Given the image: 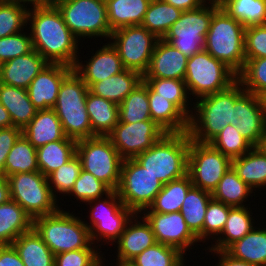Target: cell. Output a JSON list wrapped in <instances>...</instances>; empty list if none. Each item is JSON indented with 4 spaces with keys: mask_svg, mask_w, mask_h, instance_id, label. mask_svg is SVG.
I'll list each match as a JSON object with an SVG mask.
<instances>
[{
    "mask_svg": "<svg viewBox=\"0 0 266 266\" xmlns=\"http://www.w3.org/2000/svg\"><path fill=\"white\" fill-rule=\"evenodd\" d=\"M27 22L28 25L31 24L30 36L34 50L50 64L74 68L79 59L80 41L69 30L58 8L31 7Z\"/></svg>",
    "mask_w": 266,
    "mask_h": 266,
    "instance_id": "1",
    "label": "cell"
},
{
    "mask_svg": "<svg viewBox=\"0 0 266 266\" xmlns=\"http://www.w3.org/2000/svg\"><path fill=\"white\" fill-rule=\"evenodd\" d=\"M244 91L237 80L226 90L201 97L193 103L188 128L190 139L210 143L228 124L237 126L238 97Z\"/></svg>",
    "mask_w": 266,
    "mask_h": 266,
    "instance_id": "2",
    "label": "cell"
},
{
    "mask_svg": "<svg viewBox=\"0 0 266 266\" xmlns=\"http://www.w3.org/2000/svg\"><path fill=\"white\" fill-rule=\"evenodd\" d=\"M188 132L166 133L134 159L163 184L187 174L190 145Z\"/></svg>",
    "mask_w": 266,
    "mask_h": 266,
    "instance_id": "3",
    "label": "cell"
},
{
    "mask_svg": "<svg viewBox=\"0 0 266 266\" xmlns=\"http://www.w3.org/2000/svg\"><path fill=\"white\" fill-rule=\"evenodd\" d=\"M89 88L82 78L72 70L62 81L55 106L63 132L67 138L75 141L92 138V132L86 98Z\"/></svg>",
    "mask_w": 266,
    "mask_h": 266,
    "instance_id": "4",
    "label": "cell"
},
{
    "mask_svg": "<svg viewBox=\"0 0 266 266\" xmlns=\"http://www.w3.org/2000/svg\"><path fill=\"white\" fill-rule=\"evenodd\" d=\"M204 50L225 63L237 75L245 65V27L221 7L212 16Z\"/></svg>",
    "mask_w": 266,
    "mask_h": 266,
    "instance_id": "5",
    "label": "cell"
},
{
    "mask_svg": "<svg viewBox=\"0 0 266 266\" xmlns=\"http://www.w3.org/2000/svg\"><path fill=\"white\" fill-rule=\"evenodd\" d=\"M59 209L49 215L33 219V228L43 242L57 255L66 251L86 249L92 243L90 230L83 219L75 217L73 212Z\"/></svg>",
    "mask_w": 266,
    "mask_h": 266,
    "instance_id": "6",
    "label": "cell"
},
{
    "mask_svg": "<svg viewBox=\"0 0 266 266\" xmlns=\"http://www.w3.org/2000/svg\"><path fill=\"white\" fill-rule=\"evenodd\" d=\"M237 80L232 69L204 49L188 58L184 82L196 100L226 90Z\"/></svg>",
    "mask_w": 266,
    "mask_h": 266,
    "instance_id": "7",
    "label": "cell"
},
{
    "mask_svg": "<svg viewBox=\"0 0 266 266\" xmlns=\"http://www.w3.org/2000/svg\"><path fill=\"white\" fill-rule=\"evenodd\" d=\"M76 155L81 160L82 170L92 173L112 191H116L124 159L107 136L77 141Z\"/></svg>",
    "mask_w": 266,
    "mask_h": 266,
    "instance_id": "8",
    "label": "cell"
},
{
    "mask_svg": "<svg viewBox=\"0 0 266 266\" xmlns=\"http://www.w3.org/2000/svg\"><path fill=\"white\" fill-rule=\"evenodd\" d=\"M87 204L90 205L91 209L90 225L85 220L84 223L90 230V238L93 244L95 242L98 244L102 240L103 243L106 241L108 245L110 241L115 243L135 214L123 204L116 191H111L105 195V198L88 201Z\"/></svg>",
    "mask_w": 266,
    "mask_h": 266,
    "instance_id": "9",
    "label": "cell"
},
{
    "mask_svg": "<svg viewBox=\"0 0 266 266\" xmlns=\"http://www.w3.org/2000/svg\"><path fill=\"white\" fill-rule=\"evenodd\" d=\"M11 199L33 219L57 212V200L50 189L48 178L40 171L15 173L7 177ZM58 201V203H57ZM57 203V204H56Z\"/></svg>",
    "mask_w": 266,
    "mask_h": 266,
    "instance_id": "10",
    "label": "cell"
},
{
    "mask_svg": "<svg viewBox=\"0 0 266 266\" xmlns=\"http://www.w3.org/2000/svg\"><path fill=\"white\" fill-rule=\"evenodd\" d=\"M207 3L198 9L183 11L163 38L187 57L204 49L213 13L220 7L219 4Z\"/></svg>",
    "mask_w": 266,
    "mask_h": 266,
    "instance_id": "11",
    "label": "cell"
},
{
    "mask_svg": "<svg viewBox=\"0 0 266 266\" xmlns=\"http://www.w3.org/2000/svg\"><path fill=\"white\" fill-rule=\"evenodd\" d=\"M163 185L134 158H130L123 160L116 192L126 207L141 215L154 201Z\"/></svg>",
    "mask_w": 266,
    "mask_h": 266,
    "instance_id": "12",
    "label": "cell"
},
{
    "mask_svg": "<svg viewBox=\"0 0 266 266\" xmlns=\"http://www.w3.org/2000/svg\"><path fill=\"white\" fill-rule=\"evenodd\" d=\"M69 30L82 38H109V27L105 0H66L58 7ZM96 36V37H95Z\"/></svg>",
    "mask_w": 266,
    "mask_h": 266,
    "instance_id": "13",
    "label": "cell"
},
{
    "mask_svg": "<svg viewBox=\"0 0 266 266\" xmlns=\"http://www.w3.org/2000/svg\"><path fill=\"white\" fill-rule=\"evenodd\" d=\"M110 38L109 42L117 50L124 69L144 76L158 38L142 25L117 29L112 32Z\"/></svg>",
    "mask_w": 266,
    "mask_h": 266,
    "instance_id": "14",
    "label": "cell"
},
{
    "mask_svg": "<svg viewBox=\"0 0 266 266\" xmlns=\"http://www.w3.org/2000/svg\"><path fill=\"white\" fill-rule=\"evenodd\" d=\"M232 167V160L210 143L190 140L187 174L194 187L210 193Z\"/></svg>",
    "mask_w": 266,
    "mask_h": 266,
    "instance_id": "15",
    "label": "cell"
},
{
    "mask_svg": "<svg viewBox=\"0 0 266 266\" xmlns=\"http://www.w3.org/2000/svg\"><path fill=\"white\" fill-rule=\"evenodd\" d=\"M167 132L155 121L119 122L107 135L123 159L135 158L152 147Z\"/></svg>",
    "mask_w": 266,
    "mask_h": 266,
    "instance_id": "16",
    "label": "cell"
},
{
    "mask_svg": "<svg viewBox=\"0 0 266 266\" xmlns=\"http://www.w3.org/2000/svg\"><path fill=\"white\" fill-rule=\"evenodd\" d=\"M141 214L150 223L156 243L175 247L185 254L186 250L193 249L190 246L199 242L188 228L180 211L173 213L142 212Z\"/></svg>",
    "mask_w": 266,
    "mask_h": 266,
    "instance_id": "17",
    "label": "cell"
},
{
    "mask_svg": "<svg viewBox=\"0 0 266 266\" xmlns=\"http://www.w3.org/2000/svg\"><path fill=\"white\" fill-rule=\"evenodd\" d=\"M237 117V131L253 147H259L266 130V107L263 98L244 91L238 97Z\"/></svg>",
    "mask_w": 266,
    "mask_h": 266,
    "instance_id": "18",
    "label": "cell"
},
{
    "mask_svg": "<svg viewBox=\"0 0 266 266\" xmlns=\"http://www.w3.org/2000/svg\"><path fill=\"white\" fill-rule=\"evenodd\" d=\"M73 68L63 64L48 63L27 88L29 99L37 110L55 106L60 85Z\"/></svg>",
    "mask_w": 266,
    "mask_h": 266,
    "instance_id": "19",
    "label": "cell"
},
{
    "mask_svg": "<svg viewBox=\"0 0 266 266\" xmlns=\"http://www.w3.org/2000/svg\"><path fill=\"white\" fill-rule=\"evenodd\" d=\"M107 44V45H106ZM101 49L93 53L86 65L80 59L76 61L73 70L90 88L95 82L103 81L124 70L121 58L112 44L107 42ZM81 61V62H80Z\"/></svg>",
    "mask_w": 266,
    "mask_h": 266,
    "instance_id": "20",
    "label": "cell"
},
{
    "mask_svg": "<svg viewBox=\"0 0 266 266\" xmlns=\"http://www.w3.org/2000/svg\"><path fill=\"white\" fill-rule=\"evenodd\" d=\"M188 58L164 39H158L143 78L184 80Z\"/></svg>",
    "mask_w": 266,
    "mask_h": 266,
    "instance_id": "21",
    "label": "cell"
},
{
    "mask_svg": "<svg viewBox=\"0 0 266 266\" xmlns=\"http://www.w3.org/2000/svg\"><path fill=\"white\" fill-rule=\"evenodd\" d=\"M141 217L142 215L140 216L138 213H135L127 223L124 232L115 242L117 245L116 259L132 261L145 249L156 243L150 223L144 216Z\"/></svg>",
    "mask_w": 266,
    "mask_h": 266,
    "instance_id": "22",
    "label": "cell"
},
{
    "mask_svg": "<svg viewBox=\"0 0 266 266\" xmlns=\"http://www.w3.org/2000/svg\"><path fill=\"white\" fill-rule=\"evenodd\" d=\"M48 64L36 51L18 56L0 64V82L27 89L32 80Z\"/></svg>",
    "mask_w": 266,
    "mask_h": 266,
    "instance_id": "23",
    "label": "cell"
},
{
    "mask_svg": "<svg viewBox=\"0 0 266 266\" xmlns=\"http://www.w3.org/2000/svg\"><path fill=\"white\" fill-rule=\"evenodd\" d=\"M22 134L36 149L65 137L61 122L53 109L37 110L30 123L22 129Z\"/></svg>",
    "mask_w": 266,
    "mask_h": 266,
    "instance_id": "24",
    "label": "cell"
},
{
    "mask_svg": "<svg viewBox=\"0 0 266 266\" xmlns=\"http://www.w3.org/2000/svg\"><path fill=\"white\" fill-rule=\"evenodd\" d=\"M0 103L9 112L13 126L20 129L25 128L37 112L29 99L27 89L1 82Z\"/></svg>",
    "mask_w": 266,
    "mask_h": 266,
    "instance_id": "25",
    "label": "cell"
},
{
    "mask_svg": "<svg viewBox=\"0 0 266 266\" xmlns=\"http://www.w3.org/2000/svg\"><path fill=\"white\" fill-rule=\"evenodd\" d=\"M143 76L133 70L124 69L103 81L95 82L89 91L96 96L103 97L120 105L125 97L131 93L141 82Z\"/></svg>",
    "mask_w": 266,
    "mask_h": 266,
    "instance_id": "26",
    "label": "cell"
},
{
    "mask_svg": "<svg viewBox=\"0 0 266 266\" xmlns=\"http://www.w3.org/2000/svg\"><path fill=\"white\" fill-rule=\"evenodd\" d=\"M150 115L167 133L188 132L189 119L167 98L156 97L148 86Z\"/></svg>",
    "mask_w": 266,
    "mask_h": 266,
    "instance_id": "27",
    "label": "cell"
},
{
    "mask_svg": "<svg viewBox=\"0 0 266 266\" xmlns=\"http://www.w3.org/2000/svg\"><path fill=\"white\" fill-rule=\"evenodd\" d=\"M33 228V218L14 200L0 205V245H11Z\"/></svg>",
    "mask_w": 266,
    "mask_h": 266,
    "instance_id": "28",
    "label": "cell"
},
{
    "mask_svg": "<svg viewBox=\"0 0 266 266\" xmlns=\"http://www.w3.org/2000/svg\"><path fill=\"white\" fill-rule=\"evenodd\" d=\"M24 266H55V255L32 228L19 235L11 244Z\"/></svg>",
    "mask_w": 266,
    "mask_h": 266,
    "instance_id": "29",
    "label": "cell"
},
{
    "mask_svg": "<svg viewBox=\"0 0 266 266\" xmlns=\"http://www.w3.org/2000/svg\"><path fill=\"white\" fill-rule=\"evenodd\" d=\"M111 31L141 25L150 0H105Z\"/></svg>",
    "mask_w": 266,
    "mask_h": 266,
    "instance_id": "30",
    "label": "cell"
},
{
    "mask_svg": "<svg viewBox=\"0 0 266 266\" xmlns=\"http://www.w3.org/2000/svg\"><path fill=\"white\" fill-rule=\"evenodd\" d=\"M86 109L92 132L96 136H107L118 124V105L90 91L86 98Z\"/></svg>",
    "mask_w": 266,
    "mask_h": 266,
    "instance_id": "31",
    "label": "cell"
},
{
    "mask_svg": "<svg viewBox=\"0 0 266 266\" xmlns=\"http://www.w3.org/2000/svg\"><path fill=\"white\" fill-rule=\"evenodd\" d=\"M232 168L250 188L266 187V153L253 147L241 157L232 159Z\"/></svg>",
    "mask_w": 266,
    "mask_h": 266,
    "instance_id": "32",
    "label": "cell"
},
{
    "mask_svg": "<svg viewBox=\"0 0 266 266\" xmlns=\"http://www.w3.org/2000/svg\"><path fill=\"white\" fill-rule=\"evenodd\" d=\"M247 207H232L230 209L223 231L215 239V244L211 245L212 247L209 246L208 249L226 250L231 244L242 239L254 228L253 213L250 211L251 208Z\"/></svg>",
    "mask_w": 266,
    "mask_h": 266,
    "instance_id": "33",
    "label": "cell"
},
{
    "mask_svg": "<svg viewBox=\"0 0 266 266\" xmlns=\"http://www.w3.org/2000/svg\"><path fill=\"white\" fill-rule=\"evenodd\" d=\"M225 251L235 259L258 266H266V228L254 227Z\"/></svg>",
    "mask_w": 266,
    "mask_h": 266,
    "instance_id": "34",
    "label": "cell"
},
{
    "mask_svg": "<svg viewBox=\"0 0 266 266\" xmlns=\"http://www.w3.org/2000/svg\"><path fill=\"white\" fill-rule=\"evenodd\" d=\"M211 199L210 192L192 186L188 190L180 208V213L188 228L198 238L199 242H203V223L208 203Z\"/></svg>",
    "mask_w": 266,
    "mask_h": 266,
    "instance_id": "35",
    "label": "cell"
},
{
    "mask_svg": "<svg viewBox=\"0 0 266 266\" xmlns=\"http://www.w3.org/2000/svg\"><path fill=\"white\" fill-rule=\"evenodd\" d=\"M77 141L67 138L47 143L37 149L39 171L48 177L76 155Z\"/></svg>",
    "mask_w": 266,
    "mask_h": 266,
    "instance_id": "36",
    "label": "cell"
},
{
    "mask_svg": "<svg viewBox=\"0 0 266 266\" xmlns=\"http://www.w3.org/2000/svg\"><path fill=\"white\" fill-rule=\"evenodd\" d=\"M193 186L188 174L163 185L151 205L143 212H179L188 190Z\"/></svg>",
    "mask_w": 266,
    "mask_h": 266,
    "instance_id": "37",
    "label": "cell"
},
{
    "mask_svg": "<svg viewBox=\"0 0 266 266\" xmlns=\"http://www.w3.org/2000/svg\"><path fill=\"white\" fill-rule=\"evenodd\" d=\"M253 189L243 182L231 167L223 175L217 187L211 193L212 199L231 207H244V202L252 197Z\"/></svg>",
    "mask_w": 266,
    "mask_h": 266,
    "instance_id": "38",
    "label": "cell"
},
{
    "mask_svg": "<svg viewBox=\"0 0 266 266\" xmlns=\"http://www.w3.org/2000/svg\"><path fill=\"white\" fill-rule=\"evenodd\" d=\"M182 12L164 0H154L150 2L141 25L158 39H163Z\"/></svg>",
    "mask_w": 266,
    "mask_h": 266,
    "instance_id": "39",
    "label": "cell"
},
{
    "mask_svg": "<svg viewBox=\"0 0 266 266\" xmlns=\"http://www.w3.org/2000/svg\"><path fill=\"white\" fill-rule=\"evenodd\" d=\"M143 81L156 92V97L167 98V100L171 101L188 119L191 117L192 110L188 105H193L189 103V99L191 101L189 97L192 96H189L184 80L143 78Z\"/></svg>",
    "mask_w": 266,
    "mask_h": 266,
    "instance_id": "40",
    "label": "cell"
},
{
    "mask_svg": "<svg viewBox=\"0 0 266 266\" xmlns=\"http://www.w3.org/2000/svg\"><path fill=\"white\" fill-rule=\"evenodd\" d=\"M119 122L136 123L152 120L149 108L148 85L142 81L118 105Z\"/></svg>",
    "mask_w": 266,
    "mask_h": 266,
    "instance_id": "41",
    "label": "cell"
},
{
    "mask_svg": "<svg viewBox=\"0 0 266 266\" xmlns=\"http://www.w3.org/2000/svg\"><path fill=\"white\" fill-rule=\"evenodd\" d=\"M220 7L244 27L266 24V0H224Z\"/></svg>",
    "mask_w": 266,
    "mask_h": 266,
    "instance_id": "42",
    "label": "cell"
},
{
    "mask_svg": "<svg viewBox=\"0 0 266 266\" xmlns=\"http://www.w3.org/2000/svg\"><path fill=\"white\" fill-rule=\"evenodd\" d=\"M39 171L37 149L22 134L10 150L4 165V176Z\"/></svg>",
    "mask_w": 266,
    "mask_h": 266,
    "instance_id": "43",
    "label": "cell"
},
{
    "mask_svg": "<svg viewBox=\"0 0 266 266\" xmlns=\"http://www.w3.org/2000/svg\"><path fill=\"white\" fill-rule=\"evenodd\" d=\"M28 10L23 0H0V38L23 31Z\"/></svg>",
    "mask_w": 266,
    "mask_h": 266,
    "instance_id": "44",
    "label": "cell"
},
{
    "mask_svg": "<svg viewBox=\"0 0 266 266\" xmlns=\"http://www.w3.org/2000/svg\"><path fill=\"white\" fill-rule=\"evenodd\" d=\"M184 254L177 248L155 243L131 262L135 266H184Z\"/></svg>",
    "mask_w": 266,
    "mask_h": 266,
    "instance_id": "45",
    "label": "cell"
},
{
    "mask_svg": "<svg viewBox=\"0 0 266 266\" xmlns=\"http://www.w3.org/2000/svg\"><path fill=\"white\" fill-rule=\"evenodd\" d=\"M237 76L245 91L260 98L266 96V57L245 59L244 68Z\"/></svg>",
    "mask_w": 266,
    "mask_h": 266,
    "instance_id": "46",
    "label": "cell"
},
{
    "mask_svg": "<svg viewBox=\"0 0 266 266\" xmlns=\"http://www.w3.org/2000/svg\"><path fill=\"white\" fill-rule=\"evenodd\" d=\"M210 144L231 160L241 157L253 148L233 124L224 127Z\"/></svg>",
    "mask_w": 266,
    "mask_h": 266,
    "instance_id": "47",
    "label": "cell"
},
{
    "mask_svg": "<svg viewBox=\"0 0 266 266\" xmlns=\"http://www.w3.org/2000/svg\"><path fill=\"white\" fill-rule=\"evenodd\" d=\"M81 170V160L75 155L66 164L60 166L47 177L50 189L56 199H58L56 195L57 192L67 195L70 193Z\"/></svg>",
    "mask_w": 266,
    "mask_h": 266,
    "instance_id": "48",
    "label": "cell"
},
{
    "mask_svg": "<svg viewBox=\"0 0 266 266\" xmlns=\"http://www.w3.org/2000/svg\"><path fill=\"white\" fill-rule=\"evenodd\" d=\"M111 191L105 183L98 180L92 173L81 170L68 195L74 196L83 203H87L88 201L102 198L103 195H107Z\"/></svg>",
    "mask_w": 266,
    "mask_h": 266,
    "instance_id": "49",
    "label": "cell"
},
{
    "mask_svg": "<svg viewBox=\"0 0 266 266\" xmlns=\"http://www.w3.org/2000/svg\"><path fill=\"white\" fill-rule=\"evenodd\" d=\"M232 207L222 202L211 199L203 223V241L216 239L223 231L229 211ZM209 236V237H208Z\"/></svg>",
    "mask_w": 266,
    "mask_h": 266,
    "instance_id": "50",
    "label": "cell"
},
{
    "mask_svg": "<svg viewBox=\"0 0 266 266\" xmlns=\"http://www.w3.org/2000/svg\"><path fill=\"white\" fill-rule=\"evenodd\" d=\"M94 245L96 244H91L86 249L66 251L55 255V266H97L102 259L105 261V258L98 251L100 250L97 248L98 245Z\"/></svg>",
    "mask_w": 266,
    "mask_h": 266,
    "instance_id": "51",
    "label": "cell"
},
{
    "mask_svg": "<svg viewBox=\"0 0 266 266\" xmlns=\"http://www.w3.org/2000/svg\"><path fill=\"white\" fill-rule=\"evenodd\" d=\"M30 33L19 32L0 38V64L33 51Z\"/></svg>",
    "mask_w": 266,
    "mask_h": 266,
    "instance_id": "52",
    "label": "cell"
},
{
    "mask_svg": "<svg viewBox=\"0 0 266 266\" xmlns=\"http://www.w3.org/2000/svg\"><path fill=\"white\" fill-rule=\"evenodd\" d=\"M245 57H266V24L245 27Z\"/></svg>",
    "mask_w": 266,
    "mask_h": 266,
    "instance_id": "53",
    "label": "cell"
},
{
    "mask_svg": "<svg viewBox=\"0 0 266 266\" xmlns=\"http://www.w3.org/2000/svg\"><path fill=\"white\" fill-rule=\"evenodd\" d=\"M21 135L22 129L18 127L0 128V176H4L6 158Z\"/></svg>",
    "mask_w": 266,
    "mask_h": 266,
    "instance_id": "54",
    "label": "cell"
},
{
    "mask_svg": "<svg viewBox=\"0 0 266 266\" xmlns=\"http://www.w3.org/2000/svg\"><path fill=\"white\" fill-rule=\"evenodd\" d=\"M0 266H24L12 245H0Z\"/></svg>",
    "mask_w": 266,
    "mask_h": 266,
    "instance_id": "55",
    "label": "cell"
},
{
    "mask_svg": "<svg viewBox=\"0 0 266 266\" xmlns=\"http://www.w3.org/2000/svg\"><path fill=\"white\" fill-rule=\"evenodd\" d=\"M209 250L211 254L214 252V255L219 254V260L218 263L215 264V266H258L252 263H248L246 261L238 260L233 258L231 255H229L225 250Z\"/></svg>",
    "mask_w": 266,
    "mask_h": 266,
    "instance_id": "56",
    "label": "cell"
},
{
    "mask_svg": "<svg viewBox=\"0 0 266 266\" xmlns=\"http://www.w3.org/2000/svg\"><path fill=\"white\" fill-rule=\"evenodd\" d=\"M168 4L182 11H190L198 9L205 2L203 0H164Z\"/></svg>",
    "mask_w": 266,
    "mask_h": 266,
    "instance_id": "57",
    "label": "cell"
},
{
    "mask_svg": "<svg viewBox=\"0 0 266 266\" xmlns=\"http://www.w3.org/2000/svg\"><path fill=\"white\" fill-rule=\"evenodd\" d=\"M27 5L30 3L33 8H57L66 0H23Z\"/></svg>",
    "mask_w": 266,
    "mask_h": 266,
    "instance_id": "58",
    "label": "cell"
},
{
    "mask_svg": "<svg viewBox=\"0 0 266 266\" xmlns=\"http://www.w3.org/2000/svg\"><path fill=\"white\" fill-rule=\"evenodd\" d=\"M11 199L10 186L5 176H0V205Z\"/></svg>",
    "mask_w": 266,
    "mask_h": 266,
    "instance_id": "59",
    "label": "cell"
},
{
    "mask_svg": "<svg viewBox=\"0 0 266 266\" xmlns=\"http://www.w3.org/2000/svg\"><path fill=\"white\" fill-rule=\"evenodd\" d=\"M13 126L9 112L0 103V128H7Z\"/></svg>",
    "mask_w": 266,
    "mask_h": 266,
    "instance_id": "60",
    "label": "cell"
},
{
    "mask_svg": "<svg viewBox=\"0 0 266 266\" xmlns=\"http://www.w3.org/2000/svg\"><path fill=\"white\" fill-rule=\"evenodd\" d=\"M116 261V265L115 266H135L131 261H121L118 259H115Z\"/></svg>",
    "mask_w": 266,
    "mask_h": 266,
    "instance_id": "61",
    "label": "cell"
},
{
    "mask_svg": "<svg viewBox=\"0 0 266 266\" xmlns=\"http://www.w3.org/2000/svg\"><path fill=\"white\" fill-rule=\"evenodd\" d=\"M259 147L266 153V130H265V133L262 137V141H261Z\"/></svg>",
    "mask_w": 266,
    "mask_h": 266,
    "instance_id": "62",
    "label": "cell"
},
{
    "mask_svg": "<svg viewBox=\"0 0 266 266\" xmlns=\"http://www.w3.org/2000/svg\"><path fill=\"white\" fill-rule=\"evenodd\" d=\"M205 3H207L206 1H209V3H215V4H221L224 0H203Z\"/></svg>",
    "mask_w": 266,
    "mask_h": 266,
    "instance_id": "63",
    "label": "cell"
},
{
    "mask_svg": "<svg viewBox=\"0 0 266 266\" xmlns=\"http://www.w3.org/2000/svg\"><path fill=\"white\" fill-rule=\"evenodd\" d=\"M104 261L102 260L97 266H103Z\"/></svg>",
    "mask_w": 266,
    "mask_h": 266,
    "instance_id": "64",
    "label": "cell"
},
{
    "mask_svg": "<svg viewBox=\"0 0 266 266\" xmlns=\"http://www.w3.org/2000/svg\"><path fill=\"white\" fill-rule=\"evenodd\" d=\"M263 100H264L265 107H266V96L263 98Z\"/></svg>",
    "mask_w": 266,
    "mask_h": 266,
    "instance_id": "65",
    "label": "cell"
}]
</instances>
